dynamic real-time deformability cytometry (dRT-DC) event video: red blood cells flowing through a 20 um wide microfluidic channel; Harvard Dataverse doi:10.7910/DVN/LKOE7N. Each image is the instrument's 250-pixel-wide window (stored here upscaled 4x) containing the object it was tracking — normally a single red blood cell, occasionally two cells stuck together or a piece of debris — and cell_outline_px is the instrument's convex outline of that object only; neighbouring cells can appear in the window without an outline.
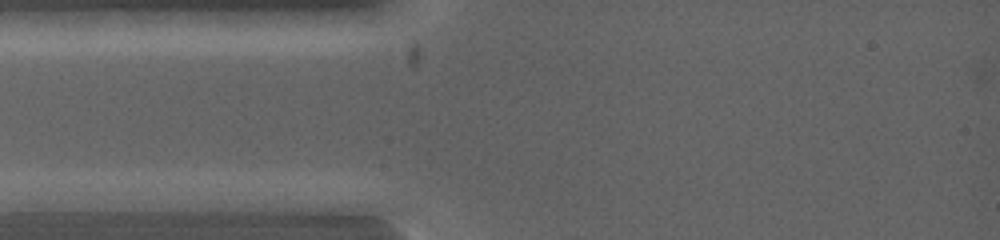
{"species": "common noctule bat (a hibernating species)", "species_latin": "Nyctalus noctula", "temperature_condition": "warm", "stored_images_in_passage": 5, "segment_of_instrument_passage": [1, 2], "camera_frame_rate_fps": 5000, "um_per_image_px": 0.085, "animal": {"sex": "female", "body_mass_g": 19.0, "forearm_length_mm": 53.3}, "frame": {"image": 1, "passage_image": 3, "time_ms": 0.8, "image_size_px": [1000, 240], "cell_outline_px": [[156, 200], [140, 212], [36, 216], [16, 212], [16, 200], [44, 192], [120, 192]], "centroid_in_image_um": [6.89, 17.3], "position_along_channel_um": 78.1, "area_um2": 19.48}}